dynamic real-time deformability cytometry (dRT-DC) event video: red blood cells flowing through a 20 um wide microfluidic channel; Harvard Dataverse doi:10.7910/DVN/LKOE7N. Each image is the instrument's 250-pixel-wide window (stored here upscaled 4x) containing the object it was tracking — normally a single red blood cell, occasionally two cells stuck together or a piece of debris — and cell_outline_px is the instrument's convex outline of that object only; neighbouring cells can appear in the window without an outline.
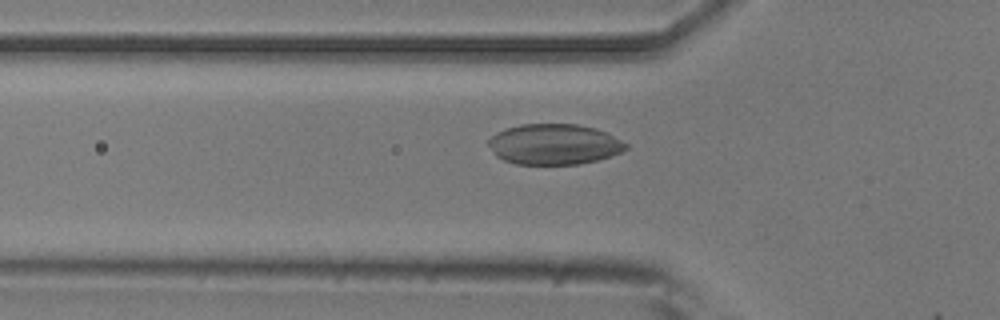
{"species": "common noctule bat (a hibernating species)", "species_latin": "Nyctalus noctula", "temperature_condition": "room temperature", "stored_images_in_passage": 18, "camera_frame_rate_fps": 3000, "um_per_image_px": 0.085, "animal": {"sex": "male", "body_mass_g": 20.5, "forearm_length_mm": 52.5}, "frame": {"image": 1, "passage_image": 17, "time_ms": 5.333, "image_size_px": [1000, 320], "cell_outline_px": [[628, 148], [620, 152], [596, 160], [580, 164], [516, 164], [504, 160], [496, 156], [488, 144], [488, 140], [496, 132], [504, 128], [520, 124], [576, 124], [596, 128], [628, 144]], "centroid_in_image_um": [47.06, 12.25], "position_along_channel_um": 78.7, "area_um2": 32.37}}